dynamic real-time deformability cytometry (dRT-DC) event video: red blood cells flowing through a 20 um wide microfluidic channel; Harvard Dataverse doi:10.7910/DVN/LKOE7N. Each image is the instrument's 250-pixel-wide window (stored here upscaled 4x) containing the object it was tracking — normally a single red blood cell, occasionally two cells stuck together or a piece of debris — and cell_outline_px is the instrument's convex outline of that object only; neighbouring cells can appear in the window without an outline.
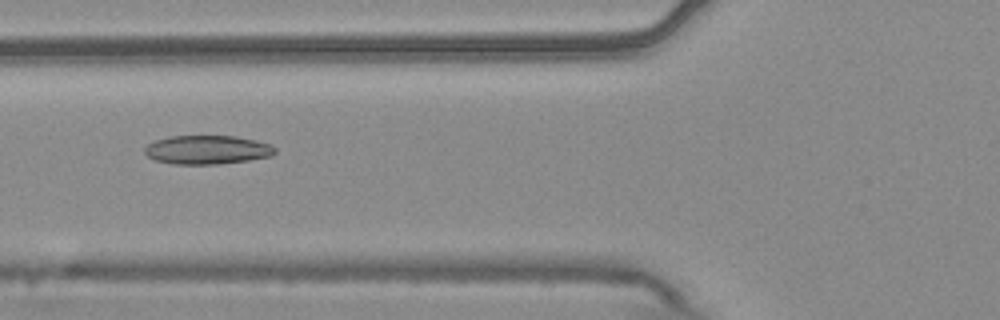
{"species": "common noctule bat (a hibernating species)", "species_latin": "Nyctalus noctula", "temperature_condition": "warm", "stored_images_in_passage": 7, "camera_frame_rate_fps": 3000, "um_per_image_px": 0.085, "animal": {"sex": "male", "body_mass_g": 20.4}, "frame": {"image": 1, "passage_image": 6, "time_ms": 1.667, "image_size_px": [1000, 320], "cell_outline_px": [[276, 152], [272, 156], [248, 160], [220, 164], [172, 164], [156, 160], [148, 156], [144, 152], [144, 148], [148, 144], [156, 140], [168, 136], [236, 136], [256, 140], [272, 144], [276, 148]], "centroid_in_image_um": [17.64, 12.73], "position_along_channel_um": 108.2, "area_um2": 22.02}}
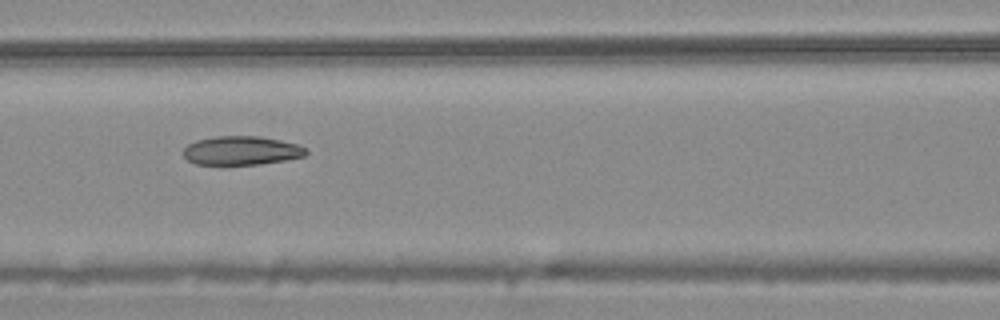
{"frame": {"image": 2, "passage_image": 7, "time_ms": 2.0, "image_size_px": [1000, 320], "cell_outline_px": [[308, 152], [304, 156], [284, 160], [260, 164], [196, 164], [188, 160], [184, 156], [184, 148], [188, 144], [196, 140], [216, 136], [260, 136], [280, 140], [296, 144], [308, 148]], "centroid_in_image_um": [20.53, 12.79], "position_along_channel_um": 146.1, "area_um2": 20.52}}